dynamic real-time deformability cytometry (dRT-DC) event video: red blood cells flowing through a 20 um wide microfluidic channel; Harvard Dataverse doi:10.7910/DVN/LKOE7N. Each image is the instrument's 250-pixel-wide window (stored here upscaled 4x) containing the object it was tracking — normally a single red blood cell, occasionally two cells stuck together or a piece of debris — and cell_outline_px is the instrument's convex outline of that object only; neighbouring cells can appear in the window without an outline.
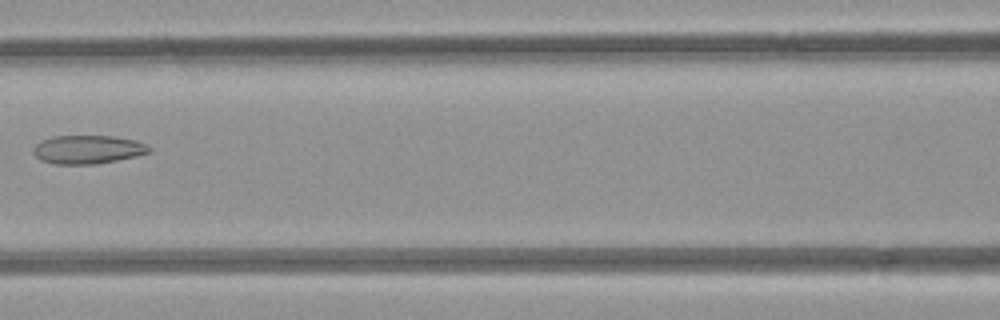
{"species": "common noctule bat (a hibernating species)", "species_latin": "Nyctalus noctula", "temperature_condition": "room temperature", "stored_images_in_passage": 6, "camera_frame_rate_fps": 3000, "um_per_image_px": 0.085, "animal": {"sex": "female", "body_mass_g": 21.9}, "frame": {"image": 1, "passage_image": 6, "time_ms": 6.333, "image_size_px": [1000, 320], "cell_outline_px": [[152, 152], [136, 156], [96, 164], [52, 164], [40, 160], [32, 152], [32, 148], [40, 140], [52, 136], [112, 136], [136, 140], [148, 144], [152, 148]], "centroid_in_image_um": [7.46, 12.7], "position_along_channel_um": 159.1, "area_um2": 19.54}}